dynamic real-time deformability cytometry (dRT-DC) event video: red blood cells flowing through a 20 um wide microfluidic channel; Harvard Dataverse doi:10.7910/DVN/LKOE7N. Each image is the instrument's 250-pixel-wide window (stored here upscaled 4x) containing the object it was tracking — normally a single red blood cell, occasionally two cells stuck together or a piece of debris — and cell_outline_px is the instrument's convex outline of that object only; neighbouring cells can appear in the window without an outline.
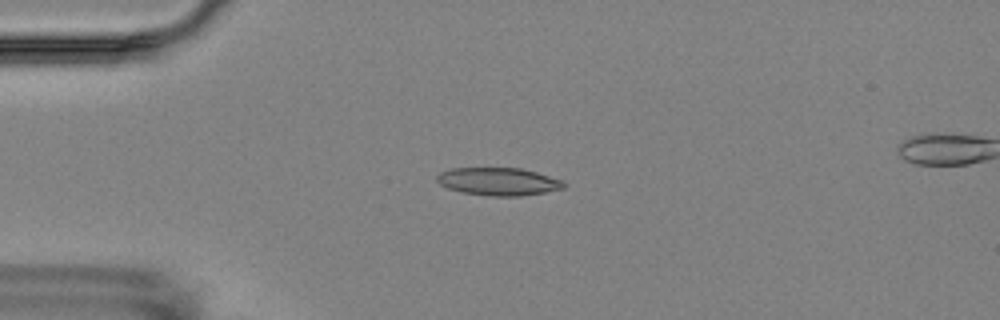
{"species": "Egyptian fruit bat (a non-hibernating species)", "species_latin": "Rousettus aegyptiacus", "temperature_condition": "room temperature", "stored_images_in_passage": 5, "camera_frame_rate_fps": 3000, "um_per_image_px": 0.085, "animal": {"sex": "female"}, "frame": {"image": 1, "passage_image": 4, "time_ms": 4.333, "image_size_px": [1000, 320], "cell_outline_px": [[564, 188], [544, 192], [520, 196], [492, 196], [464, 192], [448, 188], [440, 184], [436, 180], [436, 176], [440, 172], [452, 168], [520, 168], [536, 172], [560, 180], [564, 184]], "centroid_in_image_um": [42.32, 15.42], "position_along_channel_um": 42.7, "area_um2": 20.23}}